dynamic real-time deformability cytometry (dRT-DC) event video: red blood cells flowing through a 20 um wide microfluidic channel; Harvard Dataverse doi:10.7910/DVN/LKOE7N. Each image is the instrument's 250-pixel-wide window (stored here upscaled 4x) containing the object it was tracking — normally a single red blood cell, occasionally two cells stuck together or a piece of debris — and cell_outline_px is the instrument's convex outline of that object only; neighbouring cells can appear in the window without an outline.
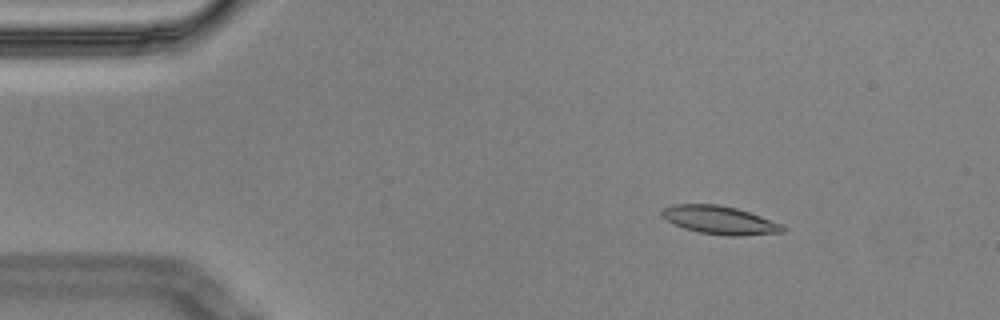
{"species": "Egyptian fruit bat (a non-hibernating species)", "species_latin": "Rousettus aegyptiacus", "temperature_condition": "cold", "stored_images_in_passage": 5, "camera_frame_rate_fps": 3000, "um_per_image_px": 0.085, "animal": {"sex": "male"}, "frame": {"image": 1, "passage_image": 3, "time_ms": 0.667, "image_size_px": [1000, 320], "cell_outline_px": [[784, 232], [740, 236], [724, 236], [700, 232], [684, 228], [660, 216], [660, 212], [664, 208], [672, 204], [716, 204], [736, 208], [760, 216], [780, 224], [784, 228]], "centroid_in_image_um": [61.14, 18.71], "position_along_channel_um": 23.9, "area_um2": 19.65}}